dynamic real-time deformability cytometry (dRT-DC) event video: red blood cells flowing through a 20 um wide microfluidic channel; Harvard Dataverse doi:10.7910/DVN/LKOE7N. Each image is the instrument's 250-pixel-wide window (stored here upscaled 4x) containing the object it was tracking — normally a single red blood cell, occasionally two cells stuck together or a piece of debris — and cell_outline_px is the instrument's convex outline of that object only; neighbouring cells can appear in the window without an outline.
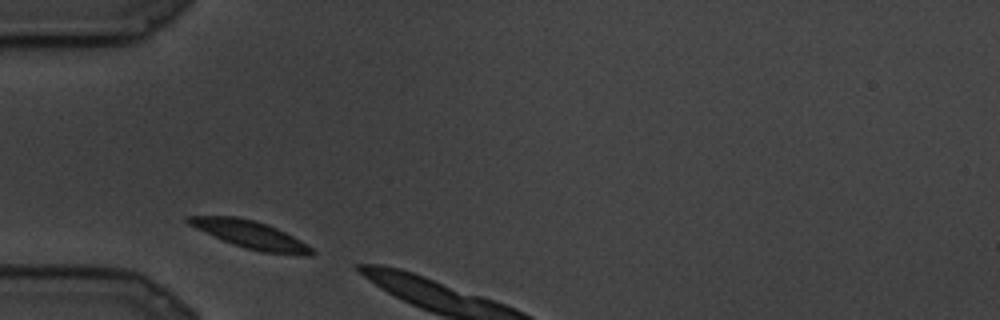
{"species": "common noctule bat (a hibernating species)", "species_latin": "Nyctalus noctula", "temperature_condition": "cold", "stored_images_in_passage": 2, "camera_frame_rate_fps": 3000, "um_per_image_px": 0.085, "animal": {"sex": "male", "body_mass_g": 19.5, "forearm_length_mm": 54.6}, "frame": {"image": 1, "passage_image": 1, "time_ms": 0.0, "image_size_px": [1000, 320], "cell_outline_px": [[316, 252], [312, 256], [300, 256], [264, 252], [244, 248], [232, 244], [196, 228], [188, 224], [184, 220], [184, 216], [236, 216], [256, 220], [268, 224], [300, 240], [312, 248]], "centroid_in_image_um": [21.3, 19.95], "position_along_channel_um": 63.7, "area_um2": 20.0}}